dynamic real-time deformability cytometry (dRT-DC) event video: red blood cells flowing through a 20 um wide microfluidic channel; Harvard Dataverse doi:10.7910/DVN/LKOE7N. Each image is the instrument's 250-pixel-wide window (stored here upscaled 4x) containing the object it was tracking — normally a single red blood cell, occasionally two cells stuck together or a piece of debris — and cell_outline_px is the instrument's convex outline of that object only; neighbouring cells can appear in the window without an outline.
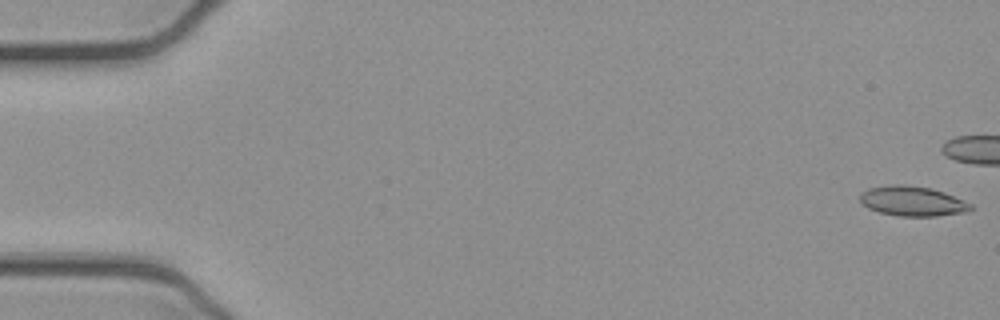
{"species": "common noctule bat (a hibernating species)", "species_latin": "Nyctalus noctula", "temperature_condition": "cold", "stored_images_in_passage": 41, "camera_frame_rate_fps": 3000, "um_per_image_px": 0.085, "animal": {"sex": "female", "body_mass_g": 21.9}, "frame": {"image": 1, "passage_image": 1, "time_ms": 0.0, "image_size_px": [1000, 320], "cell_outline_px": [[972, 208], [964, 212], [936, 216], [900, 216], [880, 212], [868, 208], [860, 200], [860, 192], [868, 188], [892, 184], [904, 184], [932, 188], [944, 192], [964, 200], [972, 204]], "centroid_in_image_um": [77.55, 17.08], "position_along_channel_um": 7.5, "area_um2": 19.25}}
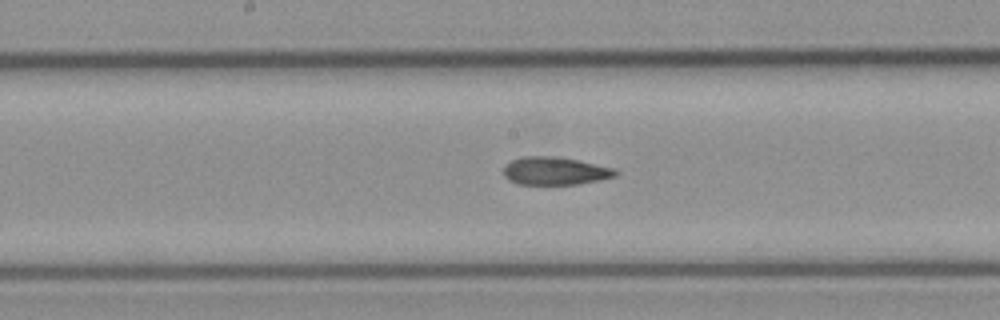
{"frame": {"image": 2, "passage_image": 27, "time_ms": 8.667, "image_size_px": [1000, 320], "cell_outline_px": [[616, 176], [576, 184], [516, 184], [508, 180], [504, 176], [504, 164], [512, 160], [524, 156], [560, 156], [616, 168]], "centroid_in_image_um": [47.14, 14.51], "position_along_channel_um": 201.1, "area_um2": 18.26}}
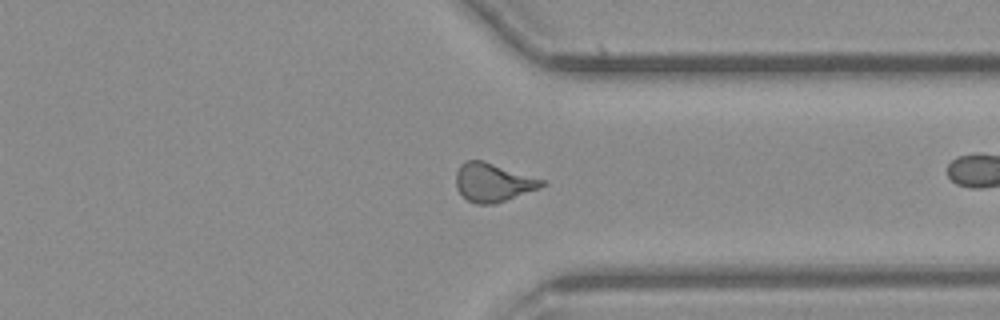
{"frame": {"image": 3, "passage_image": 40, "time_ms": 13.0, "image_size_px": [1000, 320], "cell_outline_px": [[548, 184], [540, 188], [496, 204], [476, 204], [468, 200], [456, 188], [456, 172], [460, 164], [468, 160], [484, 160], [548, 180]], "centroid_in_image_um": [41.97, 15.49], "position_along_channel_um": 369.4, "area_um2": 19.71}}